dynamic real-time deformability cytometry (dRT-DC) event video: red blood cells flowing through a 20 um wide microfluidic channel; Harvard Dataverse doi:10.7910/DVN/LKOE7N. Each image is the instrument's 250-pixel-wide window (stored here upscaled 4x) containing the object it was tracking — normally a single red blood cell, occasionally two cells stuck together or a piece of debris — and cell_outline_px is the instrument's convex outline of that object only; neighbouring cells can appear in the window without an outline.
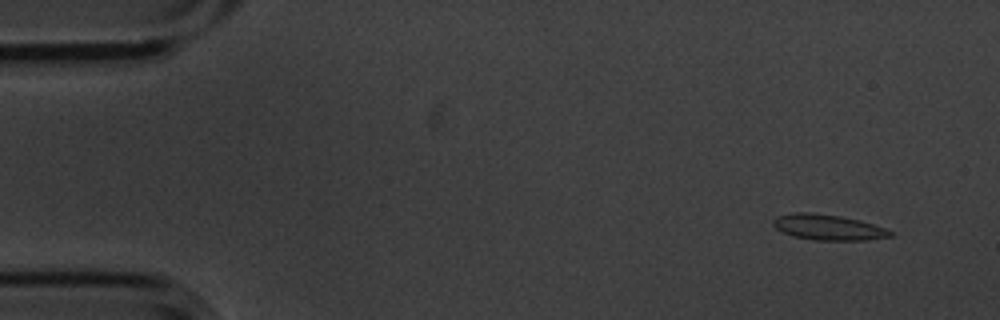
{"species": "common noctule bat (a hibernating species)", "species_latin": "Nyctalus noctula", "temperature_condition": "cold", "stored_images_in_passage": 8, "camera_frame_rate_fps": 3000, "um_per_image_px": 0.085, "animal": {"sex": "male", "body_mass_g": 20.1, "forearm_length_mm": 53.5}, "frame": {"image": 1, "passage_image": 1, "time_ms": 0.0, "image_size_px": [1000, 320], "cell_outline_px": [[892, 236], [868, 240], [816, 240], [792, 236], [776, 228], [772, 224], [772, 220], [776, 216], [796, 212], [808, 212], [840, 216], [860, 220], [884, 228], [892, 232]], "centroid_in_image_um": [70.36, 19.32], "position_along_channel_um": 14.6, "area_um2": 17.34}}
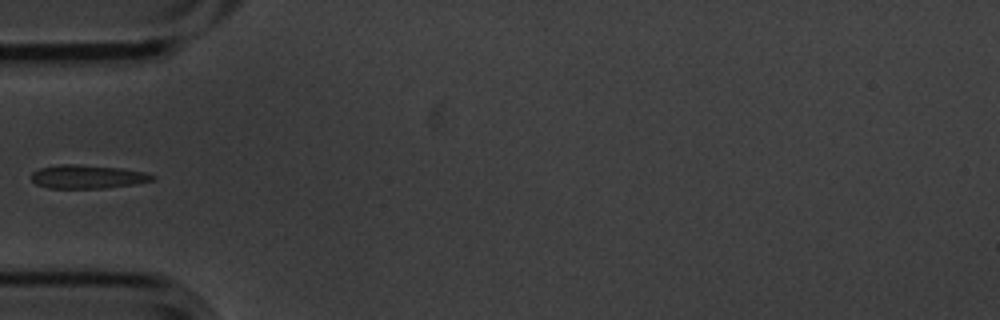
{"frame": {"image": 2, "passage_image": 5, "time_ms": 1.333, "image_size_px": [1000, 320], "cell_outline_px": [[156, 180], [136, 184], [104, 188], [48, 188], [36, 184], [32, 180], [32, 172], [40, 168], [56, 164], [76, 164], [124, 168], [144, 172], [156, 176]], "centroid_in_image_um": [7.47, 15.01], "position_along_channel_um": 77.5, "area_um2": 16.82}}
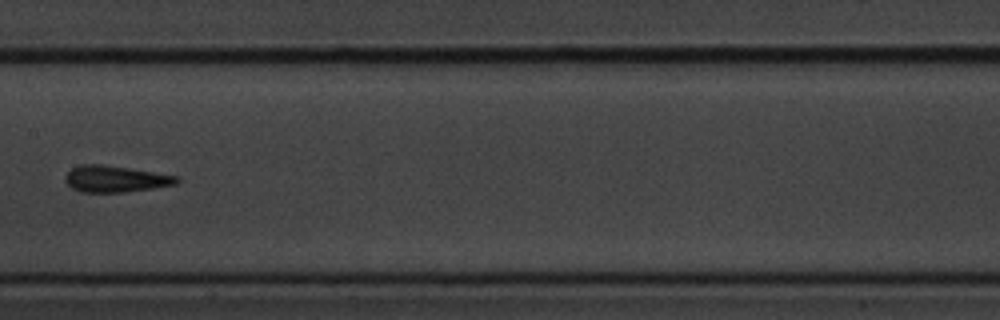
{"frame": {"image": 3, "passage_image": 8, "time_ms": 2.333, "image_size_px": [1000, 320], "cell_outline_px": [[180, 180], [176, 184], [152, 188], [124, 192], [80, 192], [72, 188], [64, 180], [64, 176], [72, 168], [80, 164], [104, 164], [180, 176]], "centroid_in_image_um": [9.8, 15.2], "position_along_channel_um": 197.6, "area_um2": 17.28}}